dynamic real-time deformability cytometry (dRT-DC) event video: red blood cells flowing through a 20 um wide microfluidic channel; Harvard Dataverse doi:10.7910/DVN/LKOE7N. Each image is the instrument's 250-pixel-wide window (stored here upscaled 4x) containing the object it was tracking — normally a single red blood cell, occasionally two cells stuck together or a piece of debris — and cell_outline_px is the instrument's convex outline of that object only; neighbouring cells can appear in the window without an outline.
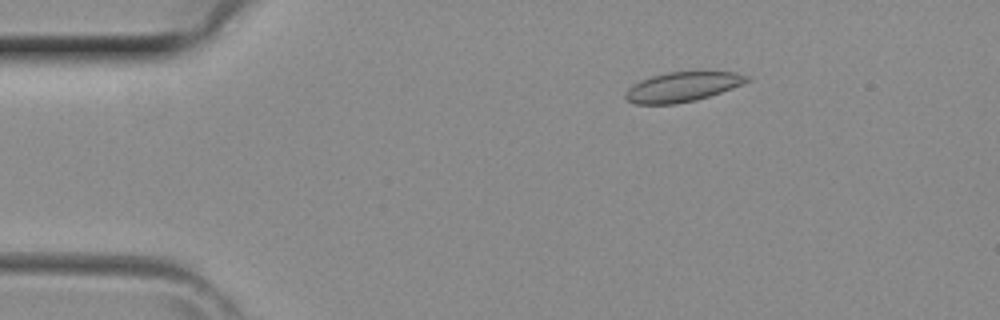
{"species": "common noctule bat (a hibernating species)", "species_latin": "Nyctalus noctula", "temperature_condition": "room temperature", "stored_images_in_passage": 37, "camera_frame_rate_fps": 3000, "um_per_image_px": 0.085, "animal": {"sex": "female", "body_mass_g": 29.2, "forearm_length_mm": 56.3}, "frame": {"image": 1, "passage_image": 2, "time_ms": 0.333, "image_size_px": [1000, 320], "cell_outline_px": [[752, 80], [744, 84], [696, 100], [676, 104], [636, 104], [628, 100], [624, 96], [624, 92], [632, 84], [640, 80], [652, 76], [668, 72], [700, 68], [736, 72], [752, 76]], "centroid_in_image_um": [58.1, 7.32], "position_along_channel_um": 26.9, "area_um2": 22.08}}
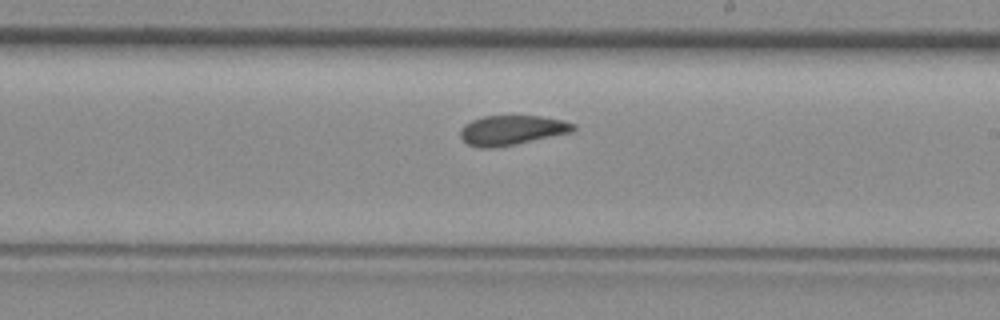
{"frame": {"image": 2, "passage_image": 19, "time_ms": 6.0, "image_size_px": [1000, 320], "cell_outline_px": [[576, 128], [572, 132], [516, 144], [492, 148], [480, 148], [468, 144], [460, 136], [460, 128], [464, 124], [472, 120], [484, 116], [540, 116], [564, 120], [576, 124]], "centroid_in_image_um": [43.51, 11.06], "position_along_channel_um": 245.5, "area_um2": 19.59}}
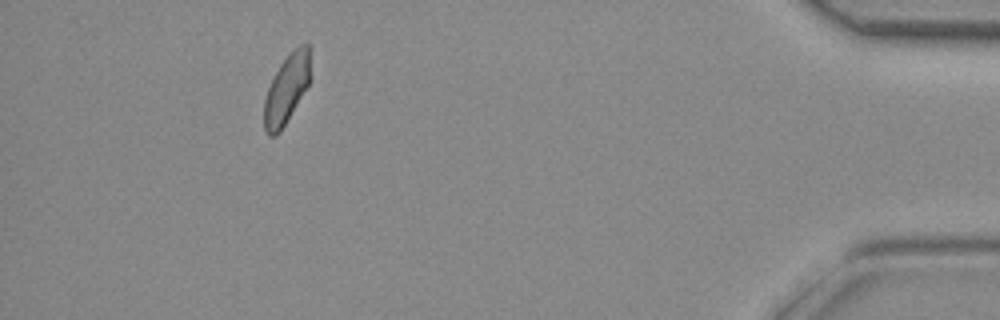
{"frame": {"image": 3, "passage_image": 33, "time_ms": 10.667, "image_size_px": [1000, 320], "cell_outline_px": [[312, 76], [308, 84], [280, 132], [276, 136], [268, 136], [264, 128], [264, 100], [268, 88], [280, 64], [292, 48], [300, 44], [308, 44], [312, 48]], "centroid_in_image_um": [24.41, 7.48], "position_along_channel_um": 410.8, "area_um2": 19.02}}